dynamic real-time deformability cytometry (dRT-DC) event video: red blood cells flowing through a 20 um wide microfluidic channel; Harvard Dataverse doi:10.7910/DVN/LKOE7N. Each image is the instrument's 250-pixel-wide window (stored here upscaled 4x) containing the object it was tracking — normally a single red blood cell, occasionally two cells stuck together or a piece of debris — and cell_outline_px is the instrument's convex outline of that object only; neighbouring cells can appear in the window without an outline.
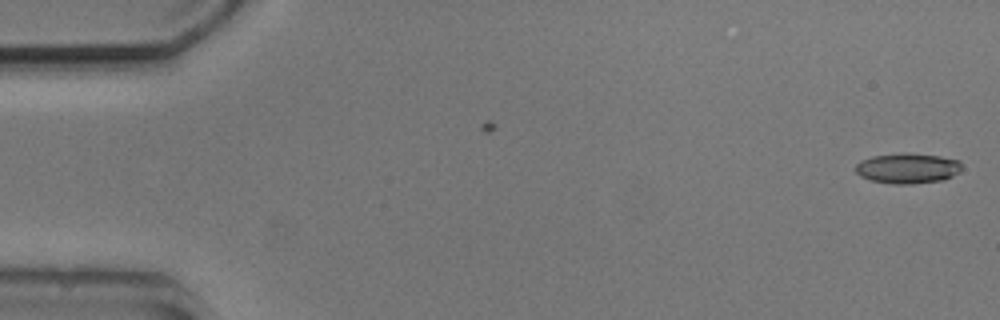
{"species": "common noctule bat (a hibernating species)", "species_latin": "Nyctalus noctula", "temperature_condition": "cold", "stored_images_in_passage": 2, "camera_frame_rate_fps": 3000, "um_per_image_px": 0.085, "animal": {"sex": "male", "body_mass_g": 20.5, "forearm_length_mm": 52.5}, "frame": {"image": 1, "passage_image": 2, "time_ms": 1.333, "image_size_px": [1000, 320], "cell_outline_px": [[960, 172], [944, 180], [912, 184], [892, 184], [872, 180], [860, 176], [856, 172], [856, 164], [860, 160], [872, 156], [904, 152], [908, 152], [940, 156], [960, 160]], "centroid_in_image_um": [77.15, 14.29], "position_along_channel_um": 7.9, "area_um2": 18.96}}